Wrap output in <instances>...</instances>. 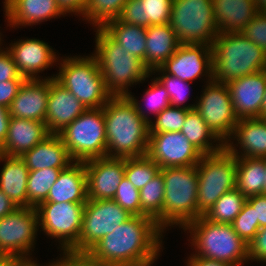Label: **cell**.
<instances>
[{"mask_svg":"<svg viewBox=\"0 0 266 266\" xmlns=\"http://www.w3.org/2000/svg\"><path fill=\"white\" fill-rule=\"evenodd\" d=\"M164 231L148 216H132L105 235L86 255L99 266L153 265Z\"/></svg>","mask_w":266,"mask_h":266,"instance_id":"cell-1","label":"cell"},{"mask_svg":"<svg viewBox=\"0 0 266 266\" xmlns=\"http://www.w3.org/2000/svg\"><path fill=\"white\" fill-rule=\"evenodd\" d=\"M107 157L131 158L147 155L149 123L141 104L128 96H112L103 107Z\"/></svg>","mask_w":266,"mask_h":266,"instance_id":"cell-2","label":"cell"},{"mask_svg":"<svg viewBox=\"0 0 266 266\" xmlns=\"http://www.w3.org/2000/svg\"><path fill=\"white\" fill-rule=\"evenodd\" d=\"M96 48L93 54L98 61L106 90L112 96H128V86L150 77L151 71L144 62L130 55L102 27H97Z\"/></svg>","mask_w":266,"mask_h":266,"instance_id":"cell-3","label":"cell"},{"mask_svg":"<svg viewBox=\"0 0 266 266\" xmlns=\"http://www.w3.org/2000/svg\"><path fill=\"white\" fill-rule=\"evenodd\" d=\"M211 49L215 82L227 84L266 69V52L242 32L219 34Z\"/></svg>","mask_w":266,"mask_h":266,"instance_id":"cell-4","label":"cell"},{"mask_svg":"<svg viewBox=\"0 0 266 266\" xmlns=\"http://www.w3.org/2000/svg\"><path fill=\"white\" fill-rule=\"evenodd\" d=\"M189 230L195 256L242 266L248 260V244L235 232L231 224L214 223L203 215L183 227Z\"/></svg>","mask_w":266,"mask_h":266,"instance_id":"cell-5","label":"cell"},{"mask_svg":"<svg viewBox=\"0 0 266 266\" xmlns=\"http://www.w3.org/2000/svg\"><path fill=\"white\" fill-rule=\"evenodd\" d=\"M163 175L165 193L162 210V230L166 227H184L197 219L198 174L196 165L166 167Z\"/></svg>","mask_w":266,"mask_h":266,"instance_id":"cell-6","label":"cell"},{"mask_svg":"<svg viewBox=\"0 0 266 266\" xmlns=\"http://www.w3.org/2000/svg\"><path fill=\"white\" fill-rule=\"evenodd\" d=\"M59 73L54 79L70 91L87 109L106 105L112 95L106 90L97 58L90 56L60 59Z\"/></svg>","mask_w":266,"mask_h":266,"instance_id":"cell-7","label":"cell"},{"mask_svg":"<svg viewBox=\"0 0 266 266\" xmlns=\"http://www.w3.org/2000/svg\"><path fill=\"white\" fill-rule=\"evenodd\" d=\"M236 157L224 146L202 154L196 165L198 174L197 219L204 215L227 191L236 188Z\"/></svg>","mask_w":266,"mask_h":266,"instance_id":"cell-8","label":"cell"},{"mask_svg":"<svg viewBox=\"0 0 266 266\" xmlns=\"http://www.w3.org/2000/svg\"><path fill=\"white\" fill-rule=\"evenodd\" d=\"M73 161L107 157L103 107L87 109L58 133Z\"/></svg>","mask_w":266,"mask_h":266,"instance_id":"cell-9","label":"cell"},{"mask_svg":"<svg viewBox=\"0 0 266 266\" xmlns=\"http://www.w3.org/2000/svg\"><path fill=\"white\" fill-rule=\"evenodd\" d=\"M169 25L181 44L212 46L219 35L212 0H173Z\"/></svg>","mask_w":266,"mask_h":266,"instance_id":"cell-10","label":"cell"},{"mask_svg":"<svg viewBox=\"0 0 266 266\" xmlns=\"http://www.w3.org/2000/svg\"><path fill=\"white\" fill-rule=\"evenodd\" d=\"M86 203L41 202L37 207L39 225L47 236L60 240L63 253L79 254V236Z\"/></svg>","mask_w":266,"mask_h":266,"instance_id":"cell-11","label":"cell"},{"mask_svg":"<svg viewBox=\"0 0 266 266\" xmlns=\"http://www.w3.org/2000/svg\"><path fill=\"white\" fill-rule=\"evenodd\" d=\"M133 215L113 199L88 200L84 206L79 254H86L105 235L129 220Z\"/></svg>","mask_w":266,"mask_h":266,"instance_id":"cell-12","label":"cell"},{"mask_svg":"<svg viewBox=\"0 0 266 266\" xmlns=\"http://www.w3.org/2000/svg\"><path fill=\"white\" fill-rule=\"evenodd\" d=\"M195 110L224 144L232 140L231 136L239 120L234 113L227 84L209 82L196 102Z\"/></svg>","mask_w":266,"mask_h":266,"instance_id":"cell-13","label":"cell"},{"mask_svg":"<svg viewBox=\"0 0 266 266\" xmlns=\"http://www.w3.org/2000/svg\"><path fill=\"white\" fill-rule=\"evenodd\" d=\"M39 226L36 207H17L0 218V254L31 258Z\"/></svg>","mask_w":266,"mask_h":266,"instance_id":"cell-14","label":"cell"},{"mask_svg":"<svg viewBox=\"0 0 266 266\" xmlns=\"http://www.w3.org/2000/svg\"><path fill=\"white\" fill-rule=\"evenodd\" d=\"M147 155L161 169L194 166L202 157L181 132L149 133Z\"/></svg>","mask_w":266,"mask_h":266,"instance_id":"cell-15","label":"cell"},{"mask_svg":"<svg viewBox=\"0 0 266 266\" xmlns=\"http://www.w3.org/2000/svg\"><path fill=\"white\" fill-rule=\"evenodd\" d=\"M165 74L192 82L200 76L213 81L212 49L209 45L181 44L176 52L159 67ZM208 75V76H207Z\"/></svg>","mask_w":266,"mask_h":266,"instance_id":"cell-16","label":"cell"},{"mask_svg":"<svg viewBox=\"0 0 266 266\" xmlns=\"http://www.w3.org/2000/svg\"><path fill=\"white\" fill-rule=\"evenodd\" d=\"M87 174V199H113L125 177V158H95L84 162Z\"/></svg>","mask_w":266,"mask_h":266,"instance_id":"cell-17","label":"cell"},{"mask_svg":"<svg viewBox=\"0 0 266 266\" xmlns=\"http://www.w3.org/2000/svg\"><path fill=\"white\" fill-rule=\"evenodd\" d=\"M227 86L238 120L261 118V106L266 92V69L233 79Z\"/></svg>","mask_w":266,"mask_h":266,"instance_id":"cell-18","label":"cell"},{"mask_svg":"<svg viewBox=\"0 0 266 266\" xmlns=\"http://www.w3.org/2000/svg\"><path fill=\"white\" fill-rule=\"evenodd\" d=\"M17 69L26 80L41 79L38 75L41 71L59 62L53 48L39 39L19 40L7 47ZM38 75V77H37Z\"/></svg>","mask_w":266,"mask_h":266,"instance_id":"cell-19","label":"cell"},{"mask_svg":"<svg viewBox=\"0 0 266 266\" xmlns=\"http://www.w3.org/2000/svg\"><path fill=\"white\" fill-rule=\"evenodd\" d=\"M54 77L25 80L8 107L10 116L45 123L50 78L53 79Z\"/></svg>","mask_w":266,"mask_h":266,"instance_id":"cell-20","label":"cell"},{"mask_svg":"<svg viewBox=\"0 0 266 266\" xmlns=\"http://www.w3.org/2000/svg\"><path fill=\"white\" fill-rule=\"evenodd\" d=\"M87 108L54 78H50V93L45 124L50 134H58Z\"/></svg>","mask_w":266,"mask_h":266,"instance_id":"cell-21","label":"cell"},{"mask_svg":"<svg viewBox=\"0 0 266 266\" xmlns=\"http://www.w3.org/2000/svg\"><path fill=\"white\" fill-rule=\"evenodd\" d=\"M4 12L10 27L36 25L65 13L57 0H4Z\"/></svg>","mask_w":266,"mask_h":266,"instance_id":"cell-22","label":"cell"},{"mask_svg":"<svg viewBox=\"0 0 266 266\" xmlns=\"http://www.w3.org/2000/svg\"><path fill=\"white\" fill-rule=\"evenodd\" d=\"M49 135L44 122L11 117L0 154L20 157Z\"/></svg>","mask_w":266,"mask_h":266,"instance_id":"cell-23","label":"cell"},{"mask_svg":"<svg viewBox=\"0 0 266 266\" xmlns=\"http://www.w3.org/2000/svg\"><path fill=\"white\" fill-rule=\"evenodd\" d=\"M231 138L238 141L239 149L243 151L239 154L233 142L228 140L224 146L235 157H266V122L263 118L240 119Z\"/></svg>","mask_w":266,"mask_h":266,"instance_id":"cell-24","label":"cell"},{"mask_svg":"<svg viewBox=\"0 0 266 266\" xmlns=\"http://www.w3.org/2000/svg\"><path fill=\"white\" fill-rule=\"evenodd\" d=\"M43 202H87V174L84 162L74 161L61 170L57 181L51 186Z\"/></svg>","mask_w":266,"mask_h":266,"instance_id":"cell-25","label":"cell"},{"mask_svg":"<svg viewBox=\"0 0 266 266\" xmlns=\"http://www.w3.org/2000/svg\"><path fill=\"white\" fill-rule=\"evenodd\" d=\"M219 34L242 32L259 12L254 0H212Z\"/></svg>","mask_w":266,"mask_h":266,"instance_id":"cell-26","label":"cell"},{"mask_svg":"<svg viewBox=\"0 0 266 266\" xmlns=\"http://www.w3.org/2000/svg\"><path fill=\"white\" fill-rule=\"evenodd\" d=\"M20 157L29 171L46 168L65 169L74 162L58 134H50Z\"/></svg>","mask_w":266,"mask_h":266,"instance_id":"cell-27","label":"cell"},{"mask_svg":"<svg viewBox=\"0 0 266 266\" xmlns=\"http://www.w3.org/2000/svg\"><path fill=\"white\" fill-rule=\"evenodd\" d=\"M173 0H128L119 20L149 27L169 23Z\"/></svg>","mask_w":266,"mask_h":266,"instance_id":"cell-28","label":"cell"},{"mask_svg":"<svg viewBox=\"0 0 266 266\" xmlns=\"http://www.w3.org/2000/svg\"><path fill=\"white\" fill-rule=\"evenodd\" d=\"M1 161H4V165L0 171V190L17 207H27L29 169L19 156L0 154Z\"/></svg>","mask_w":266,"mask_h":266,"instance_id":"cell-29","label":"cell"},{"mask_svg":"<svg viewBox=\"0 0 266 266\" xmlns=\"http://www.w3.org/2000/svg\"><path fill=\"white\" fill-rule=\"evenodd\" d=\"M181 45L169 23L146 28L145 66L150 70L159 68Z\"/></svg>","mask_w":266,"mask_h":266,"instance_id":"cell-30","label":"cell"},{"mask_svg":"<svg viewBox=\"0 0 266 266\" xmlns=\"http://www.w3.org/2000/svg\"><path fill=\"white\" fill-rule=\"evenodd\" d=\"M236 188L246 197L265 194L264 158L236 157Z\"/></svg>","mask_w":266,"mask_h":266,"instance_id":"cell-31","label":"cell"},{"mask_svg":"<svg viewBox=\"0 0 266 266\" xmlns=\"http://www.w3.org/2000/svg\"><path fill=\"white\" fill-rule=\"evenodd\" d=\"M102 28L130 55L142 60L145 64L146 27L114 19L108 21Z\"/></svg>","mask_w":266,"mask_h":266,"instance_id":"cell-32","label":"cell"},{"mask_svg":"<svg viewBox=\"0 0 266 266\" xmlns=\"http://www.w3.org/2000/svg\"><path fill=\"white\" fill-rule=\"evenodd\" d=\"M188 141L197 148L202 154L215 153L224 147V143L206 125L201 115L191 109L187 112L185 122L180 131ZM218 141L214 146L212 141ZM211 141V142H210Z\"/></svg>","mask_w":266,"mask_h":266,"instance_id":"cell-33","label":"cell"},{"mask_svg":"<svg viewBox=\"0 0 266 266\" xmlns=\"http://www.w3.org/2000/svg\"><path fill=\"white\" fill-rule=\"evenodd\" d=\"M141 203V216L152 218L162 229V210L164 202L165 185L160 172L139 190Z\"/></svg>","mask_w":266,"mask_h":266,"instance_id":"cell-34","label":"cell"},{"mask_svg":"<svg viewBox=\"0 0 266 266\" xmlns=\"http://www.w3.org/2000/svg\"><path fill=\"white\" fill-rule=\"evenodd\" d=\"M246 200L247 198L234 188L224 193L203 216L214 223L231 224Z\"/></svg>","mask_w":266,"mask_h":266,"instance_id":"cell-35","label":"cell"},{"mask_svg":"<svg viewBox=\"0 0 266 266\" xmlns=\"http://www.w3.org/2000/svg\"><path fill=\"white\" fill-rule=\"evenodd\" d=\"M63 169L46 168L31 170L27 184V207H37L47 199L51 186Z\"/></svg>","mask_w":266,"mask_h":266,"instance_id":"cell-36","label":"cell"},{"mask_svg":"<svg viewBox=\"0 0 266 266\" xmlns=\"http://www.w3.org/2000/svg\"><path fill=\"white\" fill-rule=\"evenodd\" d=\"M128 0H87L83 18L95 28L103 27L108 21L118 19Z\"/></svg>","mask_w":266,"mask_h":266,"instance_id":"cell-37","label":"cell"},{"mask_svg":"<svg viewBox=\"0 0 266 266\" xmlns=\"http://www.w3.org/2000/svg\"><path fill=\"white\" fill-rule=\"evenodd\" d=\"M160 170L148 155L125 158V178L138 190L158 175Z\"/></svg>","mask_w":266,"mask_h":266,"instance_id":"cell-38","label":"cell"},{"mask_svg":"<svg viewBox=\"0 0 266 266\" xmlns=\"http://www.w3.org/2000/svg\"><path fill=\"white\" fill-rule=\"evenodd\" d=\"M196 104L182 107H167L149 123V133L180 132L185 122L187 112L195 109Z\"/></svg>","mask_w":266,"mask_h":266,"instance_id":"cell-39","label":"cell"},{"mask_svg":"<svg viewBox=\"0 0 266 266\" xmlns=\"http://www.w3.org/2000/svg\"><path fill=\"white\" fill-rule=\"evenodd\" d=\"M156 71L159 72L158 74H162V76H157L156 79L168 92L171 106L181 107V105H183V103L188 99L187 95L189 94L185 91L189 88V82L181 80L175 76L165 74L160 68L152 70L151 74H155Z\"/></svg>","mask_w":266,"mask_h":266,"instance_id":"cell-40","label":"cell"},{"mask_svg":"<svg viewBox=\"0 0 266 266\" xmlns=\"http://www.w3.org/2000/svg\"><path fill=\"white\" fill-rule=\"evenodd\" d=\"M235 232L247 244H249L258 232L259 223L255 222L253 207L246 201L242 210L231 223Z\"/></svg>","mask_w":266,"mask_h":266,"instance_id":"cell-41","label":"cell"},{"mask_svg":"<svg viewBox=\"0 0 266 266\" xmlns=\"http://www.w3.org/2000/svg\"><path fill=\"white\" fill-rule=\"evenodd\" d=\"M113 200L134 216H141L140 193L125 177L118 185Z\"/></svg>","mask_w":266,"mask_h":266,"instance_id":"cell-42","label":"cell"},{"mask_svg":"<svg viewBox=\"0 0 266 266\" xmlns=\"http://www.w3.org/2000/svg\"><path fill=\"white\" fill-rule=\"evenodd\" d=\"M144 95L143 98L147 101L146 104L150 108V113H155V116L171 106L168 92L156 78Z\"/></svg>","mask_w":266,"mask_h":266,"instance_id":"cell-43","label":"cell"},{"mask_svg":"<svg viewBox=\"0 0 266 266\" xmlns=\"http://www.w3.org/2000/svg\"><path fill=\"white\" fill-rule=\"evenodd\" d=\"M242 34L266 52V12H258L243 29Z\"/></svg>","mask_w":266,"mask_h":266,"instance_id":"cell-44","label":"cell"},{"mask_svg":"<svg viewBox=\"0 0 266 266\" xmlns=\"http://www.w3.org/2000/svg\"><path fill=\"white\" fill-rule=\"evenodd\" d=\"M248 260L266 263V226L260 228L248 244Z\"/></svg>","mask_w":266,"mask_h":266,"instance_id":"cell-45","label":"cell"},{"mask_svg":"<svg viewBox=\"0 0 266 266\" xmlns=\"http://www.w3.org/2000/svg\"><path fill=\"white\" fill-rule=\"evenodd\" d=\"M0 47V83L13 79H25L22 77L17 69L15 62L7 50H2Z\"/></svg>","mask_w":266,"mask_h":266,"instance_id":"cell-46","label":"cell"},{"mask_svg":"<svg viewBox=\"0 0 266 266\" xmlns=\"http://www.w3.org/2000/svg\"><path fill=\"white\" fill-rule=\"evenodd\" d=\"M26 79H13L0 83V106L8 108Z\"/></svg>","mask_w":266,"mask_h":266,"instance_id":"cell-47","label":"cell"},{"mask_svg":"<svg viewBox=\"0 0 266 266\" xmlns=\"http://www.w3.org/2000/svg\"><path fill=\"white\" fill-rule=\"evenodd\" d=\"M254 209L255 222L259 228L266 226V194H259L248 197L246 200Z\"/></svg>","mask_w":266,"mask_h":266,"instance_id":"cell-48","label":"cell"},{"mask_svg":"<svg viewBox=\"0 0 266 266\" xmlns=\"http://www.w3.org/2000/svg\"><path fill=\"white\" fill-rule=\"evenodd\" d=\"M63 257L55 261V266H99L86 254L63 253Z\"/></svg>","mask_w":266,"mask_h":266,"instance_id":"cell-49","label":"cell"},{"mask_svg":"<svg viewBox=\"0 0 266 266\" xmlns=\"http://www.w3.org/2000/svg\"><path fill=\"white\" fill-rule=\"evenodd\" d=\"M87 0H57L59 7L65 13H75L80 15L84 14Z\"/></svg>","mask_w":266,"mask_h":266,"instance_id":"cell-50","label":"cell"},{"mask_svg":"<svg viewBox=\"0 0 266 266\" xmlns=\"http://www.w3.org/2000/svg\"><path fill=\"white\" fill-rule=\"evenodd\" d=\"M187 266H232L223 261L206 259L200 256H195L194 253L188 258Z\"/></svg>","mask_w":266,"mask_h":266,"instance_id":"cell-51","label":"cell"},{"mask_svg":"<svg viewBox=\"0 0 266 266\" xmlns=\"http://www.w3.org/2000/svg\"><path fill=\"white\" fill-rule=\"evenodd\" d=\"M10 118L8 108L0 106V147L4 144L7 137Z\"/></svg>","mask_w":266,"mask_h":266,"instance_id":"cell-52","label":"cell"},{"mask_svg":"<svg viewBox=\"0 0 266 266\" xmlns=\"http://www.w3.org/2000/svg\"><path fill=\"white\" fill-rule=\"evenodd\" d=\"M17 206L0 190V218L13 212Z\"/></svg>","mask_w":266,"mask_h":266,"instance_id":"cell-53","label":"cell"},{"mask_svg":"<svg viewBox=\"0 0 266 266\" xmlns=\"http://www.w3.org/2000/svg\"><path fill=\"white\" fill-rule=\"evenodd\" d=\"M20 257L0 254V266H16Z\"/></svg>","mask_w":266,"mask_h":266,"instance_id":"cell-54","label":"cell"},{"mask_svg":"<svg viewBox=\"0 0 266 266\" xmlns=\"http://www.w3.org/2000/svg\"><path fill=\"white\" fill-rule=\"evenodd\" d=\"M16 266H41L36 263V261H32L30 258H21ZM43 266V265H42ZM46 266V265H44ZM47 266H55V261L49 263Z\"/></svg>","mask_w":266,"mask_h":266,"instance_id":"cell-55","label":"cell"},{"mask_svg":"<svg viewBox=\"0 0 266 266\" xmlns=\"http://www.w3.org/2000/svg\"><path fill=\"white\" fill-rule=\"evenodd\" d=\"M260 12H266V0H254Z\"/></svg>","mask_w":266,"mask_h":266,"instance_id":"cell-56","label":"cell"},{"mask_svg":"<svg viewBox=\"0 0 266 266\" xmlns=\"http://www.w3.org/2000/svg\"><path fill=\"white\" fill-rule=\"evenodd\" d=\"M266 115V92L264 94L263 103L261 106V118Z\"/></svg>","mask_w":266,"mask_h":266,"instance_id":"cell-57","label":"cell"},{"mask_svg":"<svg viewBox=\"0 0 266 266\" xmlns=\"http://www.w3.org/2000/svg\"><path fill=\"white\" fill-rule=\"evenodd\" d=\"M265 161V169H266V157L264 158ZM265 194H266V176H265Z\"/></svg>","mask_w":266,"mask_h":266,"instance_id":"cell-58","label":"cell"},{"mask_svg":"<svg viewBox=\"0 0 266 266\" xmlns=\"http://www.w3.org/2000/svg\"><path fill=\"white\" fill-rule=\"evenodd\" d=\"M264 119V121L266 122V115L262 117Z\"/></svg>","mask_w":266,"mask_h":266,"instance_id":"cell-59","label":"cell"}]
</instances>
